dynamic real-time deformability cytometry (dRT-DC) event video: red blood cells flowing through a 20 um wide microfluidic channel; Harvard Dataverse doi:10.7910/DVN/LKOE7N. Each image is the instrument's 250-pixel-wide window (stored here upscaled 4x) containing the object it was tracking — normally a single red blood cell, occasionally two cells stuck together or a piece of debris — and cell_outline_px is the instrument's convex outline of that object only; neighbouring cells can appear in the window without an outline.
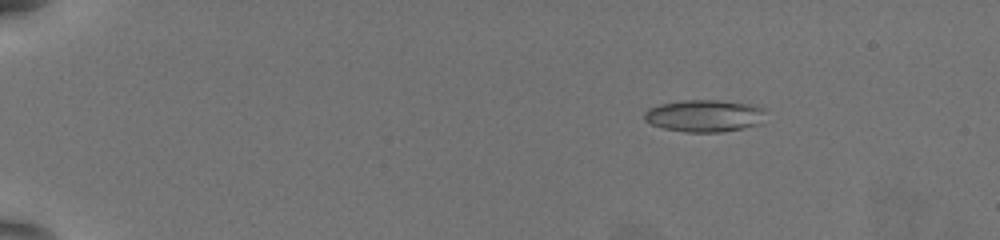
{"species": "common noctule bat (a hibernating species)", "species_latin": "Nyctalus noctula", "temperature_condition": "warm", "stored_images_in_passage": 58, "camera_frame_rate_fps": 3000, "um_per_image_px": 0.085, "animal": {"sex": "female", "body_mass_g": 19.5, "forearm_length_mm": 54.1}, "frame": {"image": 1, "passage_image": 10, "time_ms": 3.0, "image_size_px": [1000, 240], "cell_outline_px": [[768, 112], [764, 124], [744, 128], [720, 132], [684, 132], [664, 128], [652, 124], [644, 120], [644, 112], [648, 108], [660, 104], [684, 100], [720, 100], [760, 104], [768, 108]], "centroid_in_image_um": [60.03, 9.83], "position_along_channel_um": 25.0, "area_um2": 23.58}}
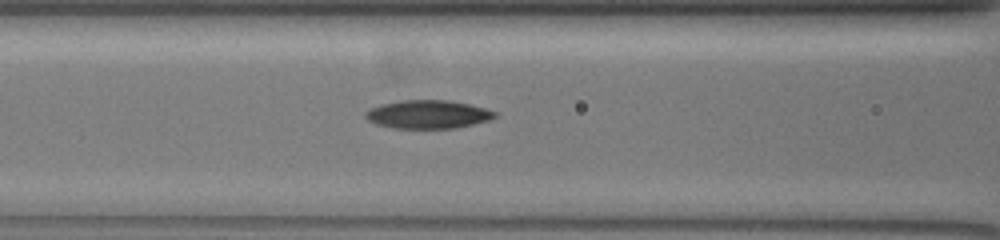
{"frame": {"image": 2, "passage_image": 28, "time_ms": 9.0, "image_size_px": [1000, 240], "cell_outline_px": [[496, 116], [488, 120], [456, 128], [396, 128], [376, 124], [368, 120], [364, 116], [364, 112], [380, 104], [400, 100], [448, 100], [468, 104], [484, 108], [496, 112]], "centroid_in_image_um": [36.33, 9.71], "position_along_channel_um": 130.3, "area_um2": 21.21}}
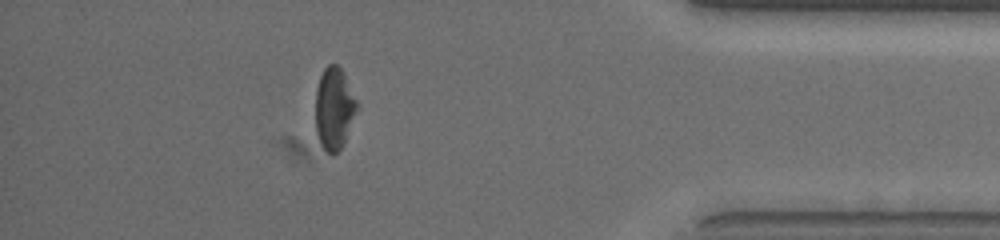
{"frame": {"image": 3, "passage_image": 52, "time_ms": 17.0, "image_size_px": [1000, 240], "cell_outline_px": [[360, 108], [344, 144], [332, 156], [320, 144], [316, 132], [316, 88], [320, 76], [324, 68], [328, 64], [336, 64], [340, 68], [360, 104]], "centroid_in_image_um": [28.44, 9.24], "position_along_channel_um": 406.8, "area_um2": 20.17}, "authors_computed_cell_mechanics": {"area_um2": 21.1259, "velocity_mm_per_s": 3.8317, "shape_relaxation_time_tau1_ms": 6.4399, "shape_relaxation_time_tau2_ms": 3.0568, "deformation_change_tau1": 0.1879, "deformation_change_tau2": 0.1051}}